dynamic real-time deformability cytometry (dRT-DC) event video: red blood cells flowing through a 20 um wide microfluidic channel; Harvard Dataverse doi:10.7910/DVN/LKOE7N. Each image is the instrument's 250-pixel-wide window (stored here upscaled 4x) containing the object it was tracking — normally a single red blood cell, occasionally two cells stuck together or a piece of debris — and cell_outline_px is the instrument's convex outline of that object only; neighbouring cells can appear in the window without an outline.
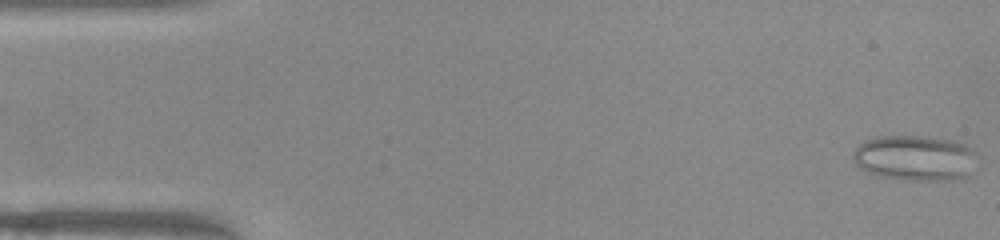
{"species": "common noctule bat (a hibernating species)", "species_latin": "Nyctalus noctula", "temperature_condition": "warm", "stored_images_in_passage": 51, "camera_frame_rate_fps": 3000, "um_per_image_px": 0.085, "animal": {"sex": "female", "body_mass_g": 22.0, "forearm_length_mm": 56.7}, "frame": {"image": 1, "passage_image": 1, "time_ms": 0.0, "image_size_px": [1000, 240], "cell_outline_px": [[980, 156], [968, 176], [964, 180], [904, 180], [880, 176], [868, 172], [860, 168], [852, 160], [852, 152], [860, 144], [868, 140], [880, 136], [928, 136], [952, 140], [964, 144], [972, 148]], "centroid_in_image_um": [77.84, 13.44], "position_along_channel_um": 7.2, "area_um2": 33.47}}
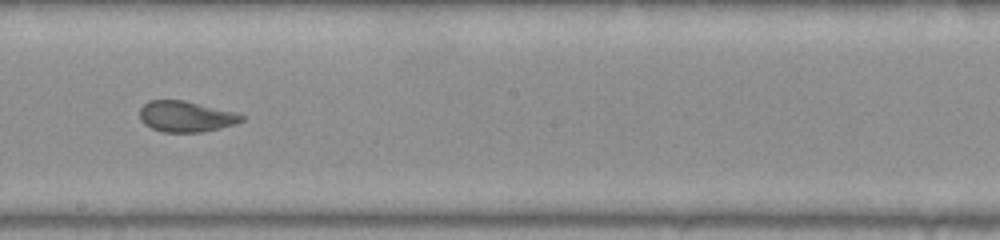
{"frame": {"image": 2, "passage_image": 28, "time_ms": 9.0, "image_size_px": [1000, 240], "cell_outline_px": [[244, 120], [236, 124], [204, 132], [164, 132], [152, 128], [144, 124], [140, 120], [140, 108], [148, 100], [184, 100], [236, 112], [244, 116]], "centroid_in_image_um": [15.81, 9.9], "position_along_channel_um": 232.4, "area_um2": 18.44}}
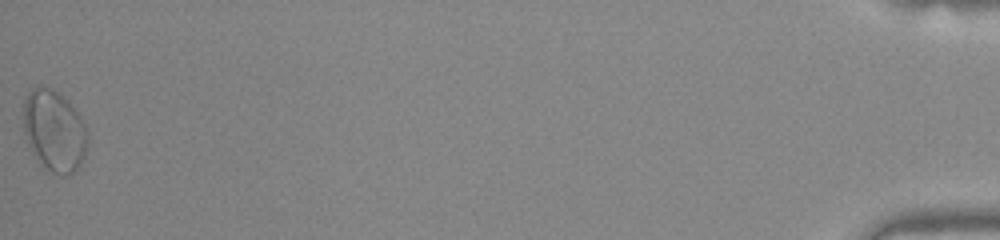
{"frame": {"image": 3, "passage_image": 51, "time_ms": 16.667, "image_size_px": [1000, 240], "cell_outline_px": [[88, 144], [84, 156], [80, 164], [68, 176], [60, 176], [52, 172], [32, 152], [28, 144], [24, 132], [24, 100], [28, 92], [32, 88], [40, 84], [52, 88], [64, 96], [76, 108], [88, 132]], "centroid_in_image_um": [4.63, 11.06], "position_along_channel_um": 430.6, "area_um2": 30.58}, "authors_computed_cell_mechanics": {"area_um2": 21.0392, "velocity_mm_per_s": 3.9597, "shape_relaxation_time_tau1_ms": null, "shape_relaxation_time_tau2_ms": 1.2426, "deformation_change_tau1": null, "deformation_change_tau2": 0.0752}}